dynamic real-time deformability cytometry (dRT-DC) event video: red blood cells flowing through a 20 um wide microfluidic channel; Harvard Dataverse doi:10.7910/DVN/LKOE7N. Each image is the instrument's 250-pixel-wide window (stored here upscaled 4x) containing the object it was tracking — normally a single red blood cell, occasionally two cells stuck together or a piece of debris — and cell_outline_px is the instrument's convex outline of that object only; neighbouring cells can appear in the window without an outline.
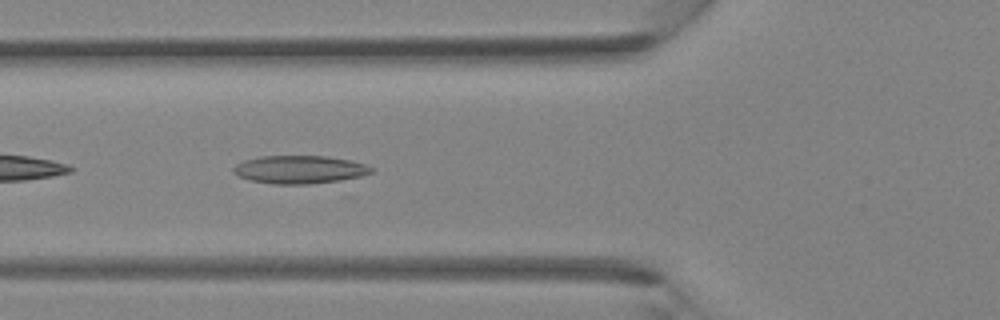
{"species": "Egyptian fruit bat (a non-hibernating species)", "species_latin": "Rousettus aegyptiacus", "temperature_condition": "room temperature", "stored_images_in_passage": 40, "camera_frame_rate_fps": 3000, "um_per_image_px": 0.085, "animal": {"sex": "female"}, "frame": {"image": 1, "passage_image": 15, "time_ms": 4.667, "image_size_px": [1000, 320], "cell_outline_px": [[372, 172], [348, 180], [308, 184], [272, 184], [248, 180], [232, 172], [232, 168], [236, 164], [244, 160], [260, 156], [328, 156], [352, 160], [364, 164], [372, 168]], "centroid_in_image_um": [25.46, 14.41], "position_along_channel_um": 100.3, "area_um2": 22.77}}
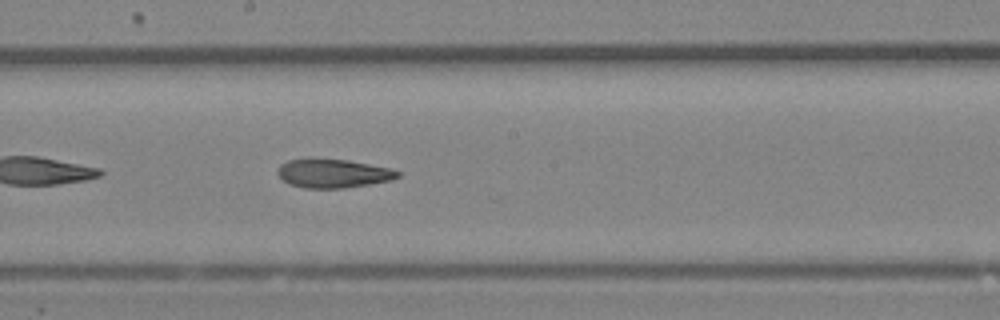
{"frame": {"image": 2, "passage_image": 22, "time_ms": 7.0, "image_size_px": [1000, 320], "cell_outline_px": [[400, 176], [392, 180], [344, 188], [304, 188], [288, 184], [276, 172], [276, 168], [280, 164], [288, 160], [308, 156], [312, 156], [348, 160], [392, 168], [400, 172]], "centroid_in_image_um": [28.26, 14.7], "position_along_channel_um": 219.9, "area_um2": 20.81}}
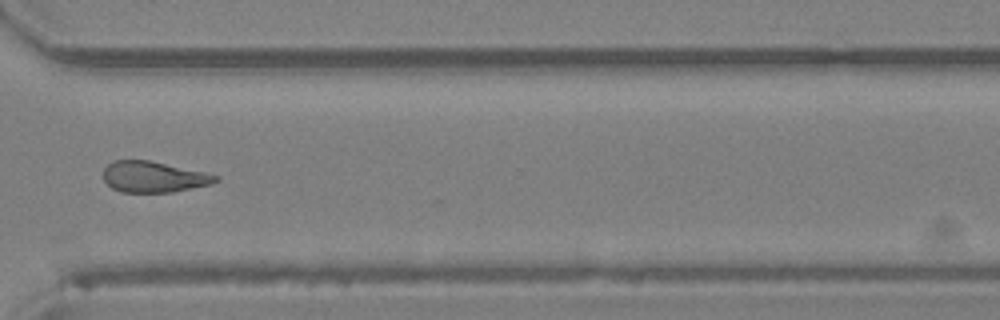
{"frame": {"image": 3, "passage_image": 30, "time_ms": 9.667, "image_size_px": [1000, 320], "cell_outline_px": [[220, 180], [212, 184], [172, 192], [120, 192], [112, 188], [104, 180], [104, 168], [112, 160], [148, 160], [204, 172], [220, 176]], "centroid_in_image_um": [13.06, 15.04], "position_along_channel_um": 357.5, "area_um2": 20.23}}